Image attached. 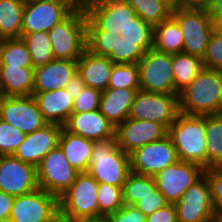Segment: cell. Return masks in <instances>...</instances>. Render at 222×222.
Listing matches in <instances>:
<instances>
[{"instance_id": "cell-1", "label": "cell", "mask_w": 222, "mask_h": 222, "mask_svg": "<svg viewBox=\"0 0 222 222\" xmlns=\"http://www.w3.org/2000/svg\"><path fill=\"white\" fill-rule=\"evenodd\" d=\"M172 10L168 0H113L101 13L102 29L125 40L142 38Z\"/></svg>"}, {"instance_id": "cell-2", "label": "cell", "mask_w": 222, "mask_h": 222, "mask_svg": "<svg viewBox=\"0 0 222 222\" xmlns=\"http://www.w3.org/2000/svg\"><path fill=\"white\" fill-rule=\"evenodd\" d=\"M102 32L100 11L87 6L76 8L48 31L54 58L78 60Z\"/></svg>"}, {"instance_id": "cell-3", "label": "cell", "mask_w": 222, "mask_h": 222, "mask_svg": "<svg viewBox=\"0 0 222 222\" xmlns=\"http://www.w3.org/2000/svg\"><path fill=\"white\" fill-rule=\"evenodd\" d=\"M126 51L127 40L102 32L77 60V72L87 87L103 92L113 64Z\"/></svg>"}, {"instance_id": "cell-4", "label": "cell", "mask_w": 222, "mask_h": 222, "mask_svg": "<svg viewBox=\"0 0 222 222\" xmlns=\"http://www.w3.org/2000/svg\"><path fill=\"white\" fill-rule=\"evenodd\" d=\"M127 51L137 61L140 90L178 94L174 87L172 54L155 50L143 38L127 40Z\"/></svg>"}, {"instance_id": "cell-5", "label": "cell", "mask_w": 222, "mask_h": 222, "mask_svg": "<svg viewBox=\"0 0 222 222\" xmlns=\"http://www.w3.org/2000/svg\"><path fill=\"white\" fill-rule=\"evenodd\" d=\"M221 95L222 72L203 67L179 93L180 113L190 116L217 115Z\"/></svg>"}, {"instance_id": "cell-6", "label": "cell", "mask_w": 222, "mask_h": 222, "mask_svg": "<svg viewBox=\"0 0 222 222\" xmlns=\"http://www.w3.org/2000/svg\"><path fill=\"white\" fill-rule=\"evenodd\" d=\"M99 183L88 173H78L59 198L60 222H99Z\"/></svg>"}, {"instance_id": "cell-7", "label": "cell", "mask_w": 222, "mask_h": 222, "mask_svg": "<svg viewBox=\"0 0 222 222\" xmlns=\"http://www.w3.org/2000/svg\"><path fill=\"white\" fill-rule=\"evenodd\" d=\"M98 183L122 188L130 171V156L118 145L116 137L94 141L87 171Z\"/></svg>"}, {"instance_id": "cell-8", "label": "cell", "mask_w": 222, "mask_h": 222, "mask_svg": "<svg viewBox=\"0 0 222 222\" xmlns=\"http://www.w3.org/2000/svg\"><path fill=\"white\" fill-rule=\"evenodd\" d=\"M206 116L180 113L168 128L180 161L191 162L206 169Z\"/></svg>"}, {"instance_id": "cell-9", "label": "cell", "mask_w": 222, "mask_h": 222, "mask_svg": "<svg viewBox=\"0 0 222 222\" xmlns=\"http://www.w3.org/2000/svg\"><path fill=\"white\" fill-rule=\"evenodd\" d=\"M171 16L183 34V52L203 59L213 30V21L206 9L173 7Z\"/></svg>"}, {"instance_id": "cell-10", "label": "cell", "mask_w": 222, "mask_h": 222, "mask_svg": "<svg viewBox=\"0 0 222 222\" xmlns=\"http://www.w3.org/2000/svg\"><path fill=\"white\" fill-rule=\"evenodd\" d=\"M179 114V94L138 90L134 96L128 118L154 121L162 124L168 130Z\"/></svg>"}, {"instance_id": "cell-11", "label": "cell", "mask_w": 222, "mask_h": 222, "mask_svg": "<svg viewBox=\"0 0 222 222\" xmlns=\"http://www.w3.org/2000/svg\"><path fill=\"white\" fill-rule=\"evenodd\" d=\"M78 172L66 160L62 149L55 147L36 167L38 188L60 198L74 183Z\"/></svg>"}, {"instance_id": "cell-12", "label": "cell", "mask_w": 222, "mask_h": 222, "mask_svg": "<svg viewBox=\"0 0 222 222\" xmlns=\"http://www.w3.org/2000/svg\"><path fill=\"white\" fill-rule=\"evenodd\" d=\"M10 217L13 222H60L59 198L41 188L16 196Z\"/></svg>"}, {"instance_id": "cell-13", "label": "cell", "mask_w": 222, "mask_h": 222, "mask_svg": "<svg viewBox=\"0 0 222 222\" xmlns=\"http://www.w3.org/2000/svg\"><path fill=\"white\" fill-rule=\"evenodd\" d=\"M76 7L68 0H33L25 2L21 34L48 32L65 20Z\"/></svg>"}, {"instance_id": "cell-14", "label": "cell", "mask_w": 222, "mask_h": 222, "mask_svg": "<svg viewBox=\"0 0 222 222\" xmlns=\"http://www.w3.org/2000/svg\"><path fill=\"white\" fill-rule=\"evenodd\" d=\"M205 169L195 163L177 161L154 176L156 187L169 204H176L183 193L204 176Z\"/></svg>"}, {"instance_id": "cell-15", "label": "cell", "mask_w": 222, "mask_h": 222, "mask_svg": "<svg viewBox=\"0 0 222 222\" xmlns=\"http://www.w3.org/2000/svg\"><path fill=\"white\" fill-rule=\"evenodd\" d=\"M174 205L178 222H214L217 219L210 184L205 175L190 186Z\"/></svg>"}, {"instance_id": "cell-16", "label": "cell", "mask_w": 222, "mask_h": 222, "mask_svg": "<svg viewBox=\"0 0 222 222\" xmlns=\"http://www.w3.org/2000/svg\"><path fill=\"white\" fill-rule=\"evenodd\" d=\"M130 156V171L139 175L155 176L177 161V151L167 135L162 140L135 149Z\"/></svg>"}, {"instance_id": "cell-17", "label": "cell", "mask_w": 222, "mask_h": 222, "mask_svg": "<svg viewBox=\"0 0 222 222\" xmlns=\"http://www.w3.org/2000/svg\"><path fill=\"white\" fill-rule=\"evenodd\" d=\"M0 119L25 134L33 133L48 124L33 96H0Z\"/></svg>"}, {"instance_id": "cell-18", "label": "cell", "mask_w": 222, "mask_h": 222, "mask_svg": "<svg viewBox=\"0 0 222 222\" xmlns=\"http://www.w3.org/2000/svg\"><path fill=\"white\" fill-rule=\"evenodd\" d=\"M38 188L36 168L13 155H0V191L14 197Z\"/></svg>"}, {"instance_id": "cell-19", "label": "cell", "mask_w": 222, "mask_h": 222, "mask_svg": "<svg viewBox=\"0 0 222 222\" xmlns=\"http://www.w3.org/2000/svg\"><path fill=\"white\" fill-rule=\"evenodd\" d=\"M167 134L168 130L160 123L130 118L115 130L117 145L128 154L146 144L162 140Z\"/></svg>"}, {"instance_id": "cell-20", "label": "cell", "mask_w": 222, "mask_h": 222, "mask_svg": "<svg viewBox=\"0 0 222 222\" xmlns=\"http://www.w3.org/2000/svg\"><path fill=\"white\" fill-rule=\"evenodd\" d=\"M62 128L59 124L48 123L37 131L26 134L13 156L36 168L40 161L59 145Z\"/></svg>"}, {"instance_id": "cell-21", "label": "cell", "mask_w": 222, "mask_h": 222, "mask_svg": "<svg viewBox=\"0 0 222 222\" xmlns=\"http://www.w3.org/2000/svg\"><path fill=\"white\" fill-rule=\"evenodd\" d=\"M63 128L92 141L115 137L116 127L100 112H72Z\"/></svg>"}, {"instance_id": "cell-22", "label": "cell", "mask_w": 222, "mask_h": 222, "mask_svg": "<svg viewBox=\"0 0 222 222\" xmlns=\"http://www.w3.org/2000/svg\"><path fill=\"white\" fill-rule=\"evenodd\" d=\"M77 73V60L54 59L36 67L33 93L62 89Z\"/></svg>"}, {"instance_id": "cell-23", "label": "cell", "mask_w": 222, "mask_h": 222, "mask_svg": "<svg viewBox=\"0 0 222 222\" xmlns=\"http://www.w3.org/2000/svg\"><path fill=\"white\" fill-rule=\"evenodd\" d=\"M33 97L48 123L63 126L72 113L73 99L64 88L33 93Z\"/></svg>"}, {"instance_id": "cell-24", "label": "cell", "mask_w": 222, "mask_h": 222, "mask_svg": "<svg viewBox=\"0 0 222 222\" xmlns=\"http://www.w3.org/2000/svg\"><path fill=\"white\" fill-rule=\"evenodd\" d=\"M142 38L159 52L172 55L183 52V34L172 16L155 25Z\"/></svg>"}, {"instance_id": "cell-25", "label": "cell", "mask_w": 222, "mask_h": 222, "mask_svg": "<svg viewBox=\"0 0 222 222\" xmlns=\"http://www.w3.org/2000/svg\"><path fill=\"white\" fill-rule=\"evenodd\" d=\"M140 89L107 88L100 98V112L115 127L128 119L136 92Z\"/></svg>"}, {"instance_id": "cell-26", "label": "cell", "mask_w": 222, "mask_h": 222, "mask_svg": "<svg viewBox=\"0 0 222 222\" xmlns=\"http://www.w3.org/2000/svg\"><path fill=\"white\" fill-rule=\"evenodd\" d=\"M34 67L1 65L0 96H33Z\"/></svg>"}, {"instance_id": "cell-27", "label": "cell", "mask_w": 222, "mask_h": 222, "mask_svg": "<svg viewBox=\"0 0 222 222\" xmlns=\"http://www.w3.org/2000/svg\"><path fill=\"white\" fill-rule=\"evenodd\" d=\"M93 145L94 141L62 128L59 147L62 149L66 160L78 173L88 171Z\"/></svg>"}, {"instance_id": "cell-28", "label": "cell", "mask_w": 222, "mask_h": 222, "mask_svg": "<svg viewBox=\"0 0 222 222\" xmlns=\"http://www.w3.org/2000/svg\"><path fill=\"white\" fill-rule=\"evenodd\" d=\"M108 88L140 89L138 64L128 51L113 64Z\"/></svg>"}, {"instance_id": "cell-29", "label": "cell", "mask_w": 222, "mask_h": 222, "mask_svg": "<svg viewBox=\"0 0 222 222\" xmlns=\"http://www.w3.org/2000/svg\"><path fill=\"white\" fill-rule=\"evenodd\" d=\"M25 2L0 0V39L21 38Z\"/></svg>"}, {"instance_id": "cell-30", "label": "cell", "mask_w": 222, "mask_h": 222, "mask_svg": "<svg viewBox=\"0 0 222 222\" xmlns=\"http://www.w3.org/2000/svg\"><path fill=\"white\" fill-rule=\"evenodd\" d=\"M172 68L175 91L179 94L202 70L203 63L200 57L182 52L172 55Z\"/></svg>"}, {"instance_id": "cell-31", "label": "cell", "mask_w": 222, "mask_h": 222, "mask_svg": "<svg viewBox=\"0 0 222 222\" xmlns=\"http://www.w3.org/2000/svg\"><path fill=\"white\" fill-rule=\"evenodd\" d=\"M206 169L222 165V115H206Z\"/></svg>"}, {"instance_id": "cell-32", "label": "cell", "mask_w": 222, "mask_h": 222, "mask_svg": "<svg viewBox=\"0 0 222 222\" xmlns=\"http://www.w3.org/2000/svg\"><path fill=\"white\" fill-rule=\"evenodd\" d=\"M1 65L33 67L31 54L22 38L0 39Z\"/></svg>"}, {"instance_id": "cell-33", "label": "cell", "mask_w": 222, "mask_h": 222, "mask_svg": "<svg viewBox=\"0 0 222 222\" xmlns=\"http://www.w3.org/2000/svg\"><path fill=\"white\" fill-rule=\"evenodd\" d=\"M21 38L27 45L28 51L31 54L34 68L45 65L55 59L52 53V45L48 32L38 31L29 34H21Z\"/></svg>"}, {"instance_id": "cell-34", "label": "cell", "mask_w": 222, "mask_h": 222, "mask_svg": "<svg viewBox=\"0 0 222 222\" xmlns=\"http://www.w3.org/2000/svg\"><path fill=\"white\" fill-rule=\"evenodd\" d=\"M156 188L153 176L139 175L130 172L122 187L124 204L134 205L143 199L148 193H152Z\"/></svg>"}, {"instance_id": "cell-35", "label": "cell", "mask_w": 222, "mask_h": 222, "mask_svg": "<svg viewBox=\"0 0 222 222\" xmlns=\"http://www.w3.org/2000/svg\"><path fill=\"white\" fill-rule=\"evenodd\" d=\"M122 188L106 183L98 185L99 222L104 221L110 214L123 206Z\"/></svg>"}, {"instance_id": "cell-36", "label": "cell", "mask_w": 222, "mask_h": 222, "mask_svg": "<svg viewBox=\"0 0 222 222\" xmlns=\"http://www.w3.org/2000/svg\"><path fill=\"white\" fill-rule=\"evenodd\" d=\"M25 136L23 131L0 119V155H13Z\"/></svg>"}, {"instance_id": "cell-37", "label": "cell", "mask_w": 222, "mask_h": 222, "mask_svg": "<svg viewBox=\"0 0 222 222\" xmlns=\"http://www.w3.org/2000/svg\"><path fill=\"white\" fill-rule=\"evenodd\" d=\"M202 63L204 68L222 72V34L212 32Z\"/></svg>"}, {"instance_id": "cell-38", "label": "cell", "mask_w": 222, "mask_h": 222, "mask_svg": "<svg viewBox=\"0 0 222 222\" xmlns=\"http://www.w3.org/2000/svg\"><path fill=\"white\" fill-rule=\"evenodd\" d=\"M101 94V91L85 86L73 100L72 112H89L99 109Z\"/></svg>"}, {"instance_id": "cell-39", "label": "cell", "mask_w": 222, "mask_h": 222, "mask_svg": "<svg viewBox=\"0 0 222 222\" xmlns=\"http://www.w3.org/2000/svg\"><path fill=\"white\" fill-rule=\"evenodd\" d=\"M204 175L210 184L211 199L216 214L220 216L222 215V169L220 167H211L205 169Z\"/></svg>"}, {"instance_id": "cell-40", "label": "cell", "mask_w": 222, "mask_h": 222, "mask_svg": "<svg viewBox=\"0 0 222 222\" xmlns=\"http://www.w3.org/2000/svg\"><path fill=\"white\" fill-rule=\"evenodd\" d=\"M147 216L135 205L123 204L115 213L110 214L105 222H146Z\"/></svg>"}, {"instance_id": "cell-41", "label": "cell", "mask_w": 222, "mask_h": 222, "mask_svg": "<svg viewBox=\"0 0 222 222\" xmlns=\"http://www.w3.org/2000/svg\"><path fill=\"white\" fill-rule=\"evenodd\" d=\"M168 204L156 187L152 193H148L142 200L136 202L134 205L137 209L141 210L146 216L154 213L158 209L163 208Z\"/></svg>"}, {"instance_id": "cell-42", "label": "cell", "mask_w": 222, "mask_h": 222, "mask_svg": "<svg viewBox=\"0 0 222 222\" xmlns=\"http://www.w3.org/2000/svg\"><path fill=\"white\" fill-rule=\"evenodd\" d=\"M146 222H178L174 204H166L163 208L147 216Z\"/></svg>"}, {"instance_id": "cell-43", "label": "cell", "mask_w": 222, "mask_h": 222, "mask_svg": "<svg viewBox=\"0 0 222 222\" xmlns=\"http://www.w3.org/2000/svg\"><path fill=\"white\" fill-rule=\"evenodd\" d=\"M85 83L82 79V77L78 74V72L69 80V82L66 84L64 89L67 91V93L71 96V98L74 100L77 98V96L82 92V90L85 88Z\"/></svg>"}, {"instance_id": "cell-44", "label": "cell", "mask_w": 222, "mask_h": 222, "mask_svg": "<svg viewBox=\"0 0 222 222\" xmlns=\"http://www.w3.org/2000/svg\"><path fill=\"white\" fill-rule=\"evenodd\" d=\"M211 0H174L173 7L184 9H208Z\"/></svg>"}, {"instance_id": "cell-45", "label": "cell", "mask_w": 222, "mask_h": 222, "mask_svg": "<svg viewBox=\"0 0 222 222\" xmlns=\"http://www.w3.org/2000/svg\"><path fill=\"white\" fill-rule=\"evenodd\" d=\"M15 197L0 191V219L10 217Z\"/></svg>"}, {"instance_id": "cell-46", "label": "cell", "mask_w": 222, "mask_h": 222, "mask_svg": "<svg viewBox=\"0 0 222 222\" xmlns=\"http://www.w3.org/2000/svg\"><path fill=\"white\" fill-rule=\"evenodd\" d=\"M112 1L113 0H81V7H91L102 13Z\"/></svg>"}, {"instance_id": "cell-47", "label": "cell", "mask_w": 222, "mask_h": 222, "mask_svg": "<svg viewBox=\"0 0 222 222\" xmlns=\"http://www.w3.org/2000/svg\"><path fill=\"white\" fill-rule=\"evenodd\" d=\"M207 11L210 16H218L222 13V0H211Z\"/></svg>"}, {"instance_id": "cell-48", "label": "cell", "mask_w": 222, "mask_h": 222, "mask_svg": "<svg viewBox=\"0 0 222 222\" xmlns=\"http://www.w3.org/2000/svg\"><path fill=\"white\" fill-rule=\"evenodd\" d=\"M213 21V30L218 33L222 34V13L218 16H210Z\"/></svg>"}, {"instance_id": "cell-49", "label": "cell", "mask_w": 222, "mask_h": 222, "mask_svg": "<svg viewBox=\"0 0 222 222\" xmlns=\"http://www.w3.org/2000/svg\"><path fill=\"white\" fill-rule=\"evenodd\" d=\"M219 115H222V95H221L220 103H219Z\"/></svg>"}, {"instance_id": "cell-50", "label": "cell", "mask_w": 222, "mask_h": 222, "mask_svg": "<svg viewBox=\"0 0 222 222\" xmlns=\"http://www.w3.org/2000/svg\"><path fill=\"white\" fill-rule=\"evenodd\" d=\"M0 222H13V220L11 219V217H7L5 219H0Z\"/></svg>"}, {"instance_id": "cell-51", "label": "cell", "mask_w": 222, "mask_h": 222, "mask_svg": "<svg viewBox=\"0 0 222 222\" xmlns=\"http://www.w3.org/2000/svg\"><path fill=\"white\" fill-rule=\"evenodd\" d=\"M70 1L76 8H78V0H68Z\"/></svg>"}, {"instance_id": "cell-52", "label": "cell", "mask_w": 222, "mask_h": 222, "mask_svg": "<svg viewBox=\"0 0 222 222\" xmlns=\"http://www.w3.org/2000/svg\"><path fill=\"white\" fill-rule=\"evenodd\" d=\"M217 222H222V215L220 216H217V219H216Z\"/></svg>"}, {"instance_id": "cell-53", "label": "cell", "mask_w": 222, "mask_h": 222, "mask_svg": "<svg viewBox=\"0 0 222 222\" xmlns=\"http://www.w3.org/2000/svg\"><path fill=\"white\" fill-rule=\"evenodd\" d=\"M81 7V0H78V8Z\"/></svg>"}, {"instance_id": "cell-54", "label": "cell", "mask_w": 222, "mask_h": 222, "mask_svg": "<svg viewBox=\"0 0 222 222\" xmlns=\"http://www.w3.org/2000/svg\"><path fill=\"white\" fill-rule=\"evenodd\" d=\"M172 5H173V3H174V0H168Z\"/></svg>"}, {"instance_id": "cell-55", "label": "cell", "mask_w": 222, "mask_h": 222, "mask_svg": "<svg viewBox=\"0 0 222 222\" xmlns=\"http://www.w3.org/2000/svg\"><path fill=\"white\" fill-rule=\"evenodd\" d=\"M22 1H24V2H29V1H33V0H22Z\"/></svg>"}]
</instances>
